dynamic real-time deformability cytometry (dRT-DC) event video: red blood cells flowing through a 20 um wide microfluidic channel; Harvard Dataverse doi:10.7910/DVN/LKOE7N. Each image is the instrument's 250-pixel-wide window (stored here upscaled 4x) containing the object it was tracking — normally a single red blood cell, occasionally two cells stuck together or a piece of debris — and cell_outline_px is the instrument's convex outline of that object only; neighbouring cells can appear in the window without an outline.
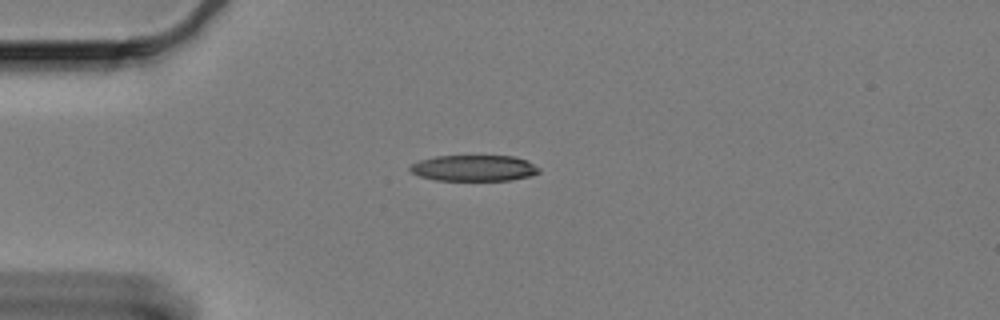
{"species": "Egyptian fruit bat (a non-hibernating species)", "species_latin": "Rousettus aegyptiacus", "temperature_condition": "cold", "stored_images_in_passage": 18, "camera_frame_rate_fps": 3000, "um_per_image_px": 0.085, "animal": {"sex": "female"}, "frame": {"image": 1, "passage_image": 1, "time_ms": 0.0, "image_size_px": [1000, 320], "cell_outline_px": [[540, 172], [532, 176], [512, 180], [436, 180], [420, 176], [412, 172], [408, 168], [412, 164], [420, 160], [436, 156], [516, 156], [528, 160], [540, 168]], "centroid_in_image_um": [40.34, 14.28], "position_along_channel_um": 44.7, "area_um2": 19.65}}
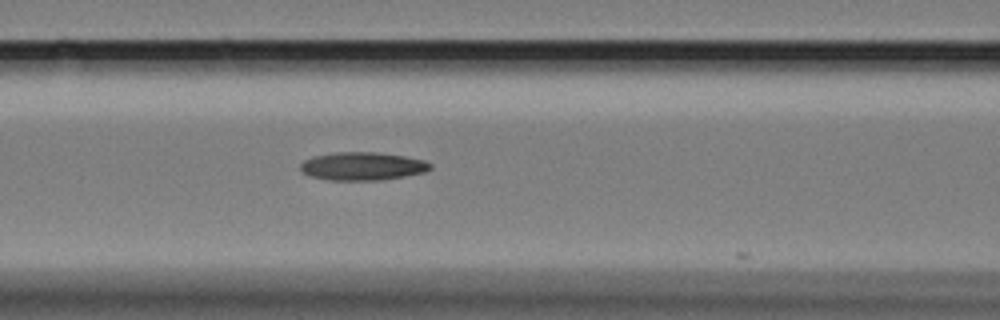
{"frame": {"image": 2, "passage_image": 11, "time_ms": 3.333, "image_size_px": [1000, 320], "cell_outline_px": [[432, 168], [424, 172], [404, 176], [380, 180], [328, 180], [308, 176], [300, 172], [300, 164], [304, 160], [316, 156], [336, 152], [376, 152], [404, 156], [424, 160], [432, 164]], "centroid_in_image_um": [30.78, 14.13], "position_along_channel_um": 135.8, "area_um2": 21.33}}
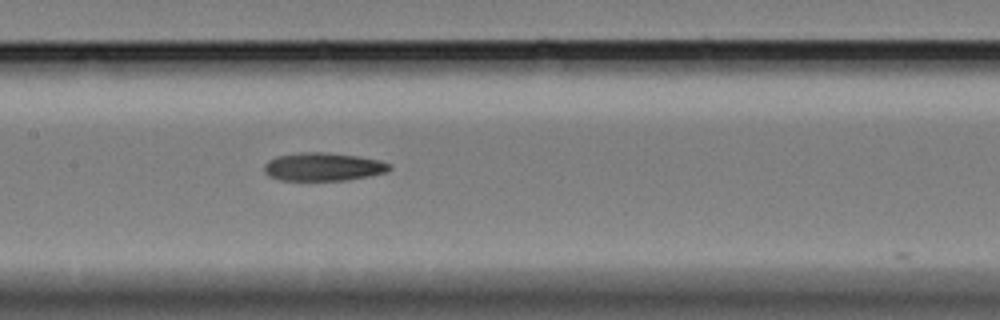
{"frame": {"image": 3, "passage_image": 15, "time_ms": 4.667, "image_size_px": [1000, 320], "cell_outline_px": [[392, 168], [384, 172], [368, 176], [348, 180], [280, 180], [268, 176], [264, 172], [264, 164], [268, 160], [276, 156], [300, 152], [324, 152], [356, 156], [380, 160], [392, 164]], "centroid_in_image_um": [27.44, 14.17], "position_along_channel_um": 180.0, "area_um2": 20.63}}